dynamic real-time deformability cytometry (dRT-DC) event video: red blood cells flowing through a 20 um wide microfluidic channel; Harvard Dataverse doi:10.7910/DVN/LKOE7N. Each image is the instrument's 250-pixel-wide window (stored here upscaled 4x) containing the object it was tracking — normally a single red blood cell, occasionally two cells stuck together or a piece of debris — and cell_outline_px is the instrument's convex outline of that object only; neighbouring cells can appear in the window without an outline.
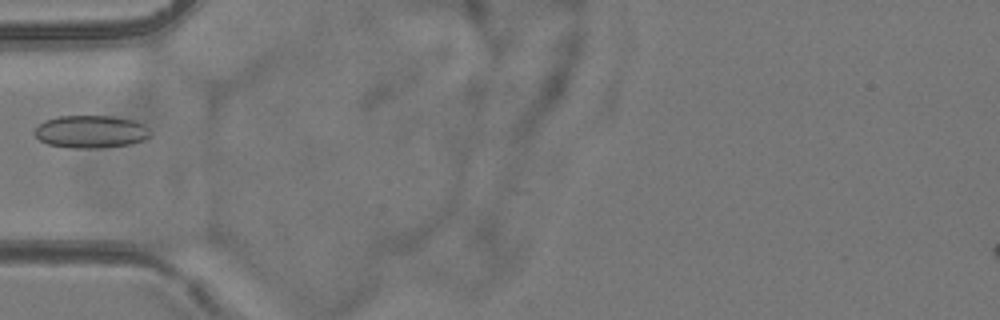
{"species": "common noctule bat (a hibernating species)", "species_latin": "Nyctalus noctula", "temperature_condition": "room temperature", "stored_images_in_passage": 6, "camera_frame_rate_fps": 3000, "um_per_image_px": 0.085, "animal": {"sex": "female", "body_mass_g": 24.6, "forearm_length_mm": 56.2}, "frame": {"image": 1, "passage_image": 5, "time_ms": 5.667, "image_size_px": [1000, 320], "cell_outline_px": [[152, 136], [144, 140], [132, 144], [100, 148], [72, 148], [48, 144], [40, 140], [32, 132], [44, 120], [60, 116], [112, 116], [132, 120], [144, 124], [152, 132]], "centroid_in_image_um": [7.75, 11.2], "position_along_channel_um": 77.2, "area_um2": 22.2}}